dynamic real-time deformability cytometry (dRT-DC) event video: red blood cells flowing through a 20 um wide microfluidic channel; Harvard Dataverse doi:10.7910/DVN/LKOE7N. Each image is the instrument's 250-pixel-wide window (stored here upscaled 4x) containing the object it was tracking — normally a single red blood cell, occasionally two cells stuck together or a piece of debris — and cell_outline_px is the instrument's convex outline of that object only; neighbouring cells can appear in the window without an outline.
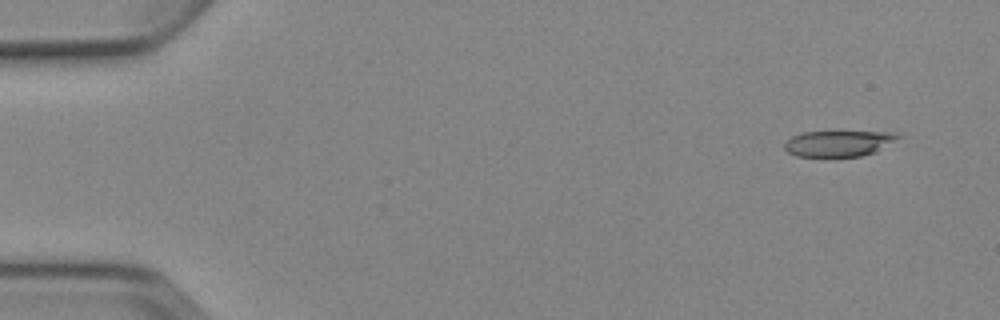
{"species": "Egyptian fruit bat (a non-hibernating species)", "species_latin": "Rousettus aegyptiacus", "temperature_condition": "cold", "stored_images_in_passage": 6, "camera_frame_rate_fps": 3000, "um_per_image_px": 0.085, "animal": {"sex": "female"}, "frame": {"image": 1, "passage_image": 1, "time_ms": 0.0, "image_size_px": [1000, 320], "cell_outline_px": [[900, 136], [876, 152], [860, 156], [796, 156], [788, 152], [784, 148], [784, 144], [792, 136], [804, 132], [900, 132]], "centroid_in_image_um": [71.27, 12.19], "position_along_channel_um": 13.7, "area_um2": 16.88}}
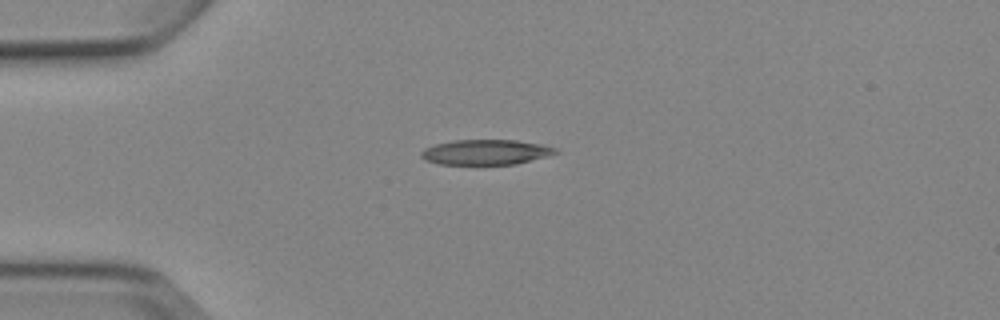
{"frame": {"image": 2, "passage_image": 4, "time_ms": 3.333, "image_size_px": [1000, 320], "cell_outline_px": [[560, 152], [548, 156], [516, 164], [440, 164], [424, 160], [420, 156], [420, 152], [424, 148], [436, 144], [452, 140], [516, 140], [544, 144], [556, 148]], "centroid_in_image_um": [41.3, 12.93], "position_along_channel_um": 43.7, "area_um2": 19.83}}
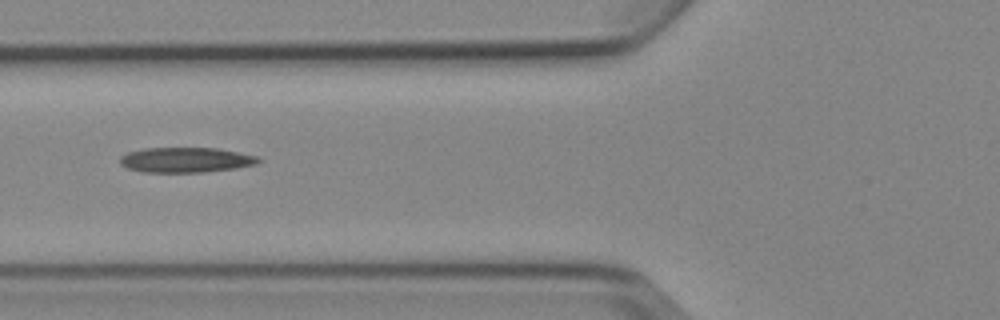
{"frame": {"image": 3, "passage_image": 6, "time_ms": 5.667, "image_size_px": [1000, 320], "cell_outline_px": [[260, 160], [256, 164], [236, 168], [204, 172], [144, 172], [128, 168], [120, 164], [120, 156], [128, 152], [144, 148], [216, 148], [256, 156]], "centroid_in_image_um": [15.75, 13.59], "position_along_channel_um": 110.0, "area_um2": 20.06}}